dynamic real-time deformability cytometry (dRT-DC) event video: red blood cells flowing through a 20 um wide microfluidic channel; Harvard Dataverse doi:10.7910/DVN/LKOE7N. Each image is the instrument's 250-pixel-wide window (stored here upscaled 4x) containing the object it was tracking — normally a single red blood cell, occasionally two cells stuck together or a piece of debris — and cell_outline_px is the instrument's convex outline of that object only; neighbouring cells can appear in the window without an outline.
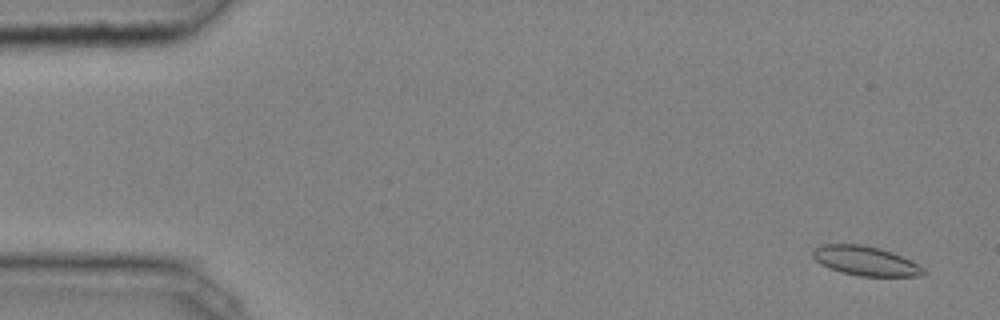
{"species": "common noctule bat (a hibernating species)", "species_latin": "Nyctalus noctula", "temperature_condition": "cold", "stored_images_in_passage": 48, "camera_frame_rate_fps": 3000, "um_per_image_px": 0.085, "animal": {"sex": "male", "body_mass_g": 20.4}, "frame": {"image": 1, "passage_image": 3, "time_ms": 0.667, "image_size_px": [1000, 320], "cell_outline_px": [[928, 272], [920, 276], [860, 276], [840, 272], [828, 268], [820, 264], [812, 256], [812, 248], [820, 244], [860, 244], [880, 248], [892, 252], [924, 268]], "centroid_in_image_um": [73.51, 22.17], "position_along_channel_um": 11.5, "area_um2": 19.02}}
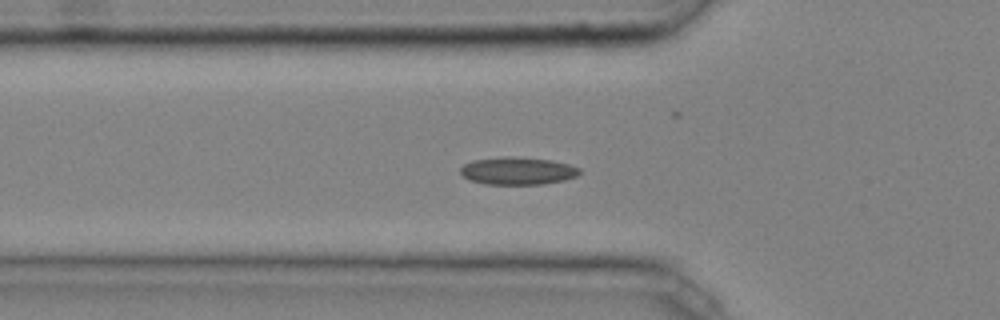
{"frame": {"image": 2, "passage_image": 17, "time_ms": 5.333, "image_size_px": [1000, 320], "cell_outline_px": [[580, 172], [576, 176], [564, 180], [544, 184], [484, 184], [468, 180], [460, 172], [460, 168], [464, 164], [472, 160], [504, 156], [512, 156], [552, 160], [568, 164], [580, 168]], "centroid_in_image_um": [43.97, 14.52], "position_along_channel_um": 81.8, "area_um2": 19.25}}
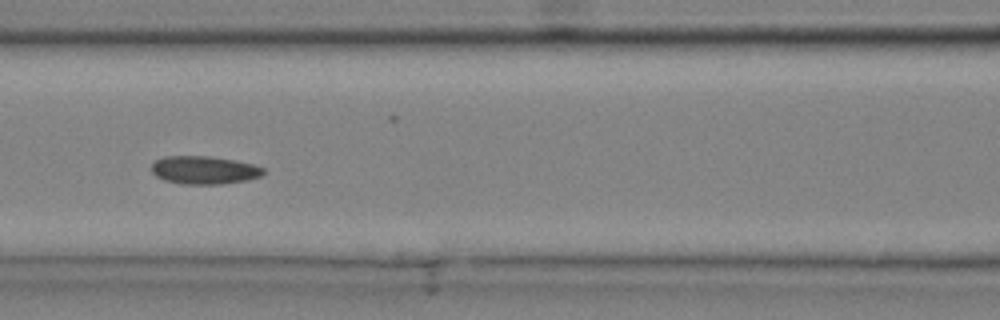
{"frame": {"image": 3, "passage_image": 22, "time_ms": 7.0, "image_size_px": [1000, 320], "cell_outline_px": [[264, 172], [260, 176], [248, 180], [220, 184], [180, 184], [164, 180], [156, 176], [152, 172], [152, 164], [156, 160], [164, 156], [208, 156], [236, 160], [252, 164], [264, 168]], "centroid_in_image_um": [17.34, 14.46], "position_along_channel_um": 149.3, "area_um2": 18.32}, "authors_computed_cell_mechanics": {"area_um2": 18.3515, "velocity_mm_per_s": 4.0357, "shape_relaxation_time_tau1_ms": null, "shape_relaxation_time_tau2_ms": 4.0234, "deformation_change_tau1": null, "deformation_change_tau2": 0.071}}